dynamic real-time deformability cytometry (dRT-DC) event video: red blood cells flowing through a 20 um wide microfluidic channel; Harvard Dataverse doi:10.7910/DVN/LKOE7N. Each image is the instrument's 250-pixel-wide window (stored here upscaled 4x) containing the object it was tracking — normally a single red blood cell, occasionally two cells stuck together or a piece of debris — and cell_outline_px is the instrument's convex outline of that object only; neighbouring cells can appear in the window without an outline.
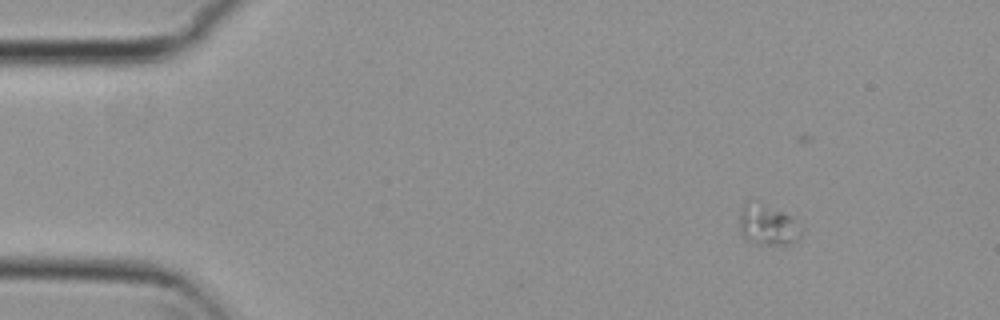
{"species": "common noctule bat (a hibernating species)", "species_latin": "Nyctalus noctula", "temperature_condition": "cold", "stored_images_in_passage": 5, "camera_frame_rate_fps": 3000, "um_per_image_px": 0.085, "animal": {"sex": "female", "body_mass_g": 29.2, "forearm_length_mm": 56.3}, "frame": {"image": 1, "passage_image": 1, "time_ms": 0.0, "image_size_px": [1000, 320], "cell_outline_px": [[800, 236], [792, 244], [756, 244], [748, 240], [740, 232], [740, 212], [744, 200], [752, 196], [760, 200], [788, 216], [792, 220]], "centroid_in_image_um": [65.11, 19.04], "position_along_channel_um": 19.9, "area_um2": 14.57}}